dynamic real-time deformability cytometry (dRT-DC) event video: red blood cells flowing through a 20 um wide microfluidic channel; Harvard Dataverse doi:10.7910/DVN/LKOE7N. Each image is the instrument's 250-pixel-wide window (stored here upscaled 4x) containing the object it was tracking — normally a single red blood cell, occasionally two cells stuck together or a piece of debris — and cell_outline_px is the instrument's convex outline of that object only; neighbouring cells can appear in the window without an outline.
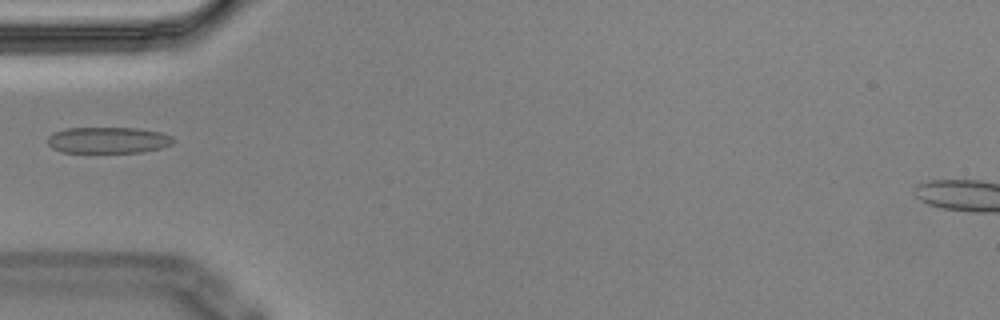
{"species": "Egyptian fruit bat (a non-hibernating species)", "species_latin": "Rousettus aegyptiacus", "temperature_condition": "cold", "stored_images_in_passage": 5, "camera_frame_rate_fps": 3000, "um_per_image_px": 0.085, "animal": {"sex": "male"}, "frame": {"image": 1, "passage_image": 5, "time_ms": 1.333, "image_size_px": [1000, 320], "cell_outline_px": [[176, 140], [172, 144], [160, 148], [144, 152], [60, 152], [52, 148], [48, 144], [48, 136], [52, 132], [64, 128], [136, 128], [160, 132], [172, 136]], "centroid_in_image_um": [9.17, 11.91], "position_along_channel_um": 75.8, "area_um2": 19.36}}